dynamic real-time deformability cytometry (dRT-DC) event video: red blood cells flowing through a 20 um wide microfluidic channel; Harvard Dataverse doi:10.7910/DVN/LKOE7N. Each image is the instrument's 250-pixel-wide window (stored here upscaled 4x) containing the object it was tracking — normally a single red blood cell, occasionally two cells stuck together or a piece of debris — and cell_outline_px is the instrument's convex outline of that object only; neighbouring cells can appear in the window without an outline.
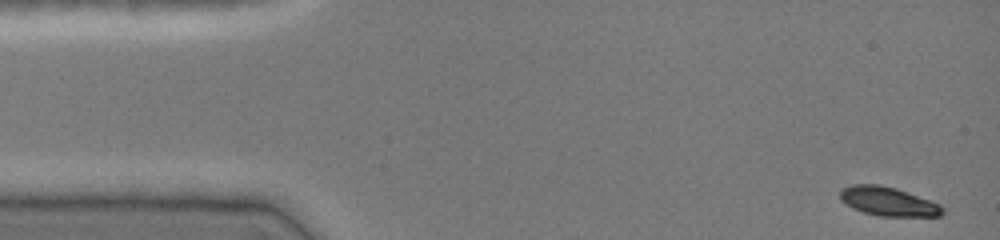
{"species": "common noctule bat (a hibernating species)", "species_latin": "Nyctalus noctula", "temperature_condition": "cold", "stored_images_in_passage": 44, "camera_frame_rate_fps": 3000, "um_per_image_px": 0.085, "animal": {"sex": "female", "body_mass_g": 19.0, "forearm_length_mm": 51.5}, "frame": {"image": 1, "passage_image": 1, "time_ms": 0.0, "image_size_px": [1000, 240], "cell_outline_px": [[944, 212], [940, 216], [880, 216], [864, 212], [852, 208], [840, 200], [840, 192], [844, 188], [852, 184], [876, 184], [892, 188], [940, 204], [944, 208]], "centroid_in_image_um": [75.47, 17.14], "position_along_channel_um": 9.5, "area_um2": 16.88}}
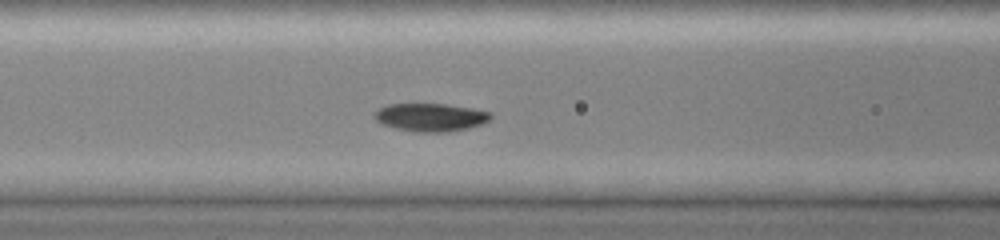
{"frame": {"image": 2, "passage_image": 18, "time_ms": 5.667, "image_size_px": [1000, 240], "cell_outline_px": [[492, 116], [488, 120], [480, 124], [468, 128], [448, 132], [416, 132], [396, 128], [384, 124], [376, 120], [372, 116], [380, 108], [388, 104], [444, 104], [472, 108], [492, 112]], "centroid_in_image_um": [36.61, 9.97], "position_along_channel_um": 130.0, "area_um2": 18.84}}
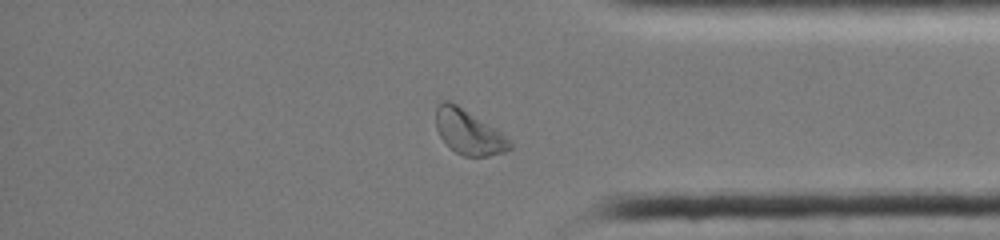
{"frame": {"image": 3, "passage_image": 38, "time_ms": 12.333, "image_size_px": [1000, 240], "cell_outline_px": [[512, 148], [504, 152], [488, 156], [464, 156], [456, 152], [440, 136], [436, 128], [436, 108], [444, 100], [448, 100], [456, 104], [496, 128], [512, 144]], "centroid_in_image_um": [39.83, 11.23], "position_along_channel_um": 395.4, "area_um2": 18.84}, "authors_computed_cell_mechanics": {"area_um2": 18.6983, "velocity_mm_per_s": 4.0353, "shape_relaxation_time_tau1_ms": 1.601, "shape_relaxation_time_tau2_ms": null, "deformation_change_tau1": 0.102, "deformation_change_tau2": null}}